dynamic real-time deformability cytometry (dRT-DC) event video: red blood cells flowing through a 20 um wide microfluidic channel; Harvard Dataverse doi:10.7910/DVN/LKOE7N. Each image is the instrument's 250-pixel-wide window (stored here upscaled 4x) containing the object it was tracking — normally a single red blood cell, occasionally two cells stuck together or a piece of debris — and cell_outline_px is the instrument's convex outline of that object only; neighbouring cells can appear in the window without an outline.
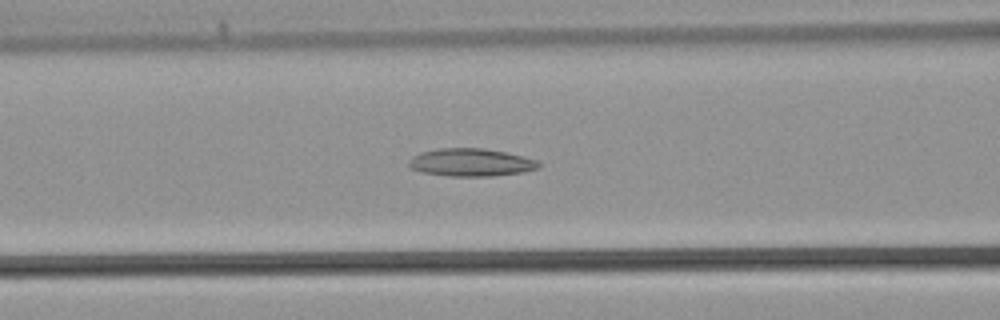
{"species": "common noctule bat (a hibernating species)", "species_latin": "Nyctalus noctula", "temperature_condition": "warm", "stored_images_in_passage": 37, "camera_frame_rate_fps": 3000, "um_per_image_px": 0.085, "animal": {"sex": "male", "body_mass_g": 21.5, "forearm_length_mm": 52.0}, "frame": {"image": 1, "passage_image": 15, "time_ms": 4.667, "image_size_px": [1000, 320], "cell_outline_px": [[544, 164], [540, 168], [524, 172], [492, 176], [452, 176], [420, 172], [412, 168], [408, 164], [408, 160], [412, 156], [420, 152], [440, 148], [484, 148], [508, 152], [540, 160]], "centroid_in_image_um": [40.11, 13.8], "position_along_channel_um": 126.5, "area_um2": 21.44}}
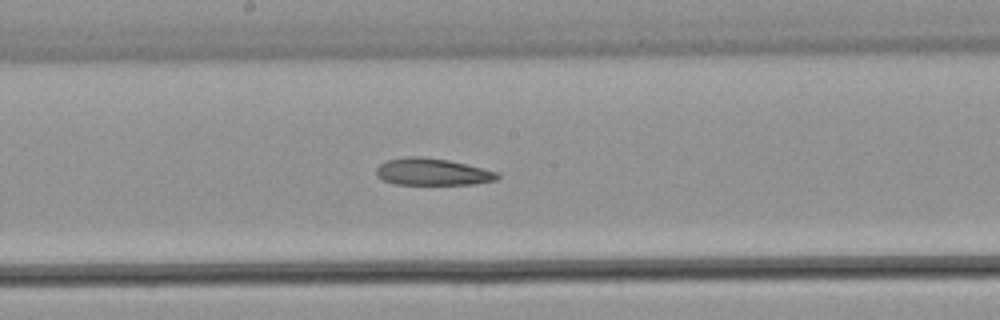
{"frame": {"image": 2, "passage_image": 20, "time_ms": 6.333, "image_size_px": [1000, 320], "cell_outline_px": [[500, 176], [496, 180], [476, 184], [396, 184], [380, 180], [376, 176], [376, 168], [380, 164], [388, 160], [408, 156], [420, 156], [448, 160], [500, 172]], "centroid_in_image_um": [36.75, 14.61], "position_along_channel_um": 211.5, "area_um2": 19.13}}
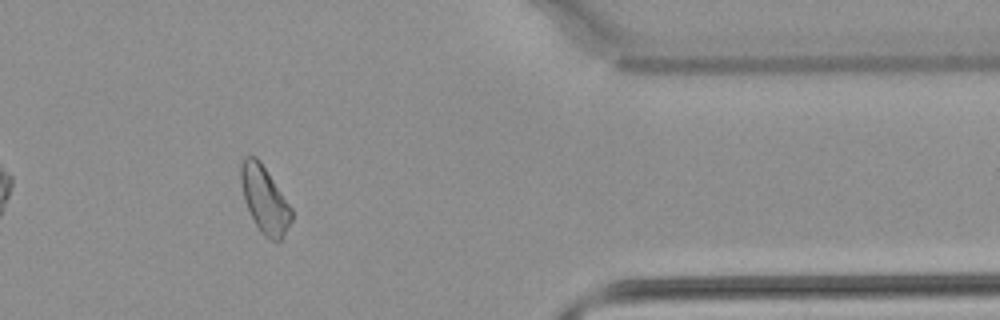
{"frame": {"image": 3, "passage_image": 32, "time_ms": 10.333, "image_size_px": [1000, 320], "cell_outline_px": [[292, 220], [280, 240], [272, 240], [264, 236], [260, 232], [244, 200], [240, 180], [240, 164], [244, 156], [256, 156], [260, 160], [292, 208]], "centroid_in_image_um": [22.48, 16.92], "position_along_channel_um": 388.9, "area_um2": 19.54}}